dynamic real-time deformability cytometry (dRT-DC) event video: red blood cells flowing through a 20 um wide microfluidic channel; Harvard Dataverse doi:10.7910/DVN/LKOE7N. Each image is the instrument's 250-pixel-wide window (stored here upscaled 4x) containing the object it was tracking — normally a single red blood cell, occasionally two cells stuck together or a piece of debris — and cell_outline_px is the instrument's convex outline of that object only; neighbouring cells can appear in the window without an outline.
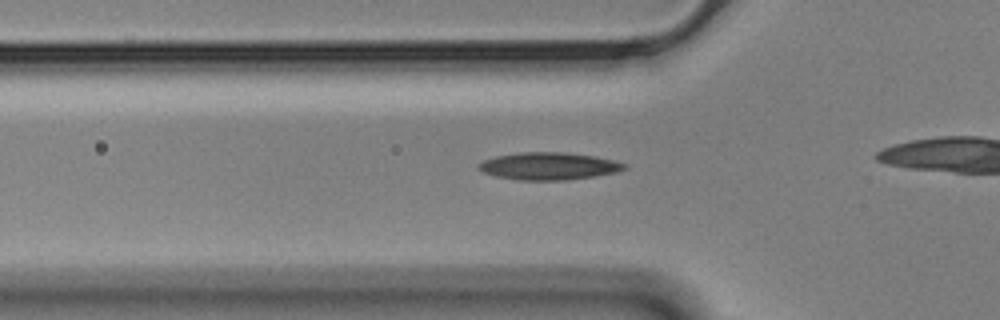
{"species": "Egyptian fruit bat (a non-hibernating species)", "species_latin": "Rousettus aegyptiacus", "temperature_condition": "cold", "stored_images_in_passage": 40, "camera_frame_rate_fps": 3000, "um_per_image_px": 0.085, "animal": {"sex": "male"}, "frame": {"image": 1, "passage_image": 13, "time_ms": 4.0, "image_size_px": [1000, 320], "cell_outline_px": [[628, 168], [616, 172], [592, 176], [564, 180], [516, 180], [496, 176], [484, 172], [476, 168], [476, 164], [484, 160], [496, 156], [520, 152], [564, 152], [596, 156], [616, 160], [628, 164]], "centroid_in_image_um": [46.65, 14.11], "position_along_channel_um": 79.1, "area_um2": 23.41}}
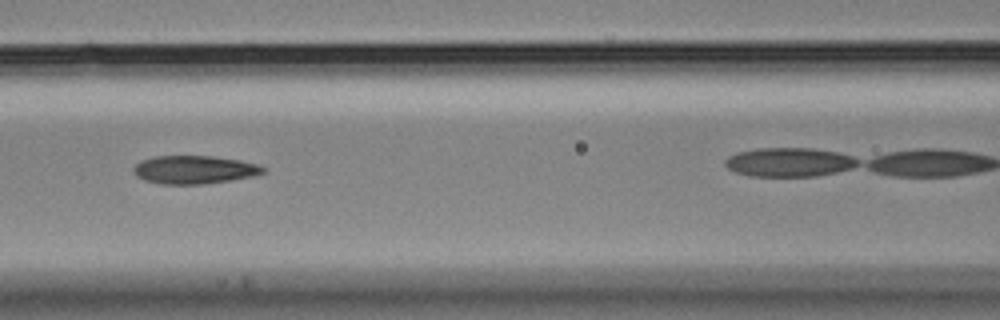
{"frame": {"image": 2, "passage_image": 19, "time_ms": 6.0, "image_size_px": [1000, 320], "cell_outline_px": [[268, 172], [252, 176], [232, 180], [204, 184], [160, 184], [144, 180], [136, 176], [132, 172], [132, 168], [140, 160], [156, 156], [212, 156], [240, 160], [260, 164], [268, 168]], "centroid_in_image_um": [16.54, 14.42], "position_along_channel_um": 150.1, "area_um2": 21.68}}
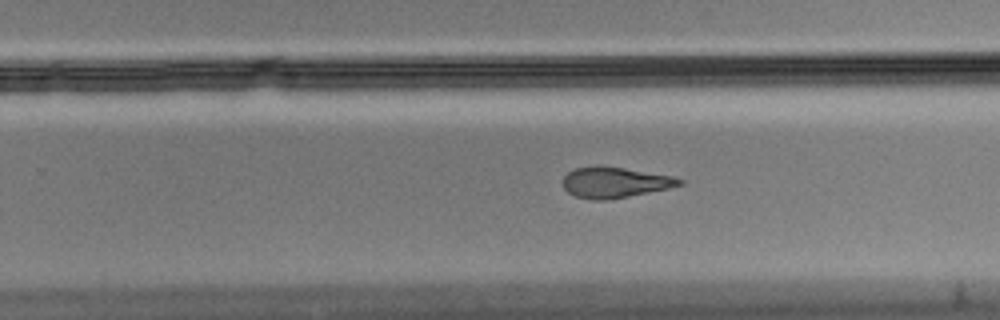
{"frame": {"image": 3, "passage_image": 30, "time_ms": 9.667, "image_size_px": [1000, 320], "cell_outline_px": [[684, 184], [668, 188], [628, 196], [604, 200], [596, 200], [576, 196], [568, 192], [564, 188], [564, 176], [568, 172], [576, 168], [596, 164], [600, 164], [672, 176], [684, 180]], "centroid_in_image_um": [52.25, 15.48], "position_along_channel_um": 277.6, "area_um2": 20.75}}